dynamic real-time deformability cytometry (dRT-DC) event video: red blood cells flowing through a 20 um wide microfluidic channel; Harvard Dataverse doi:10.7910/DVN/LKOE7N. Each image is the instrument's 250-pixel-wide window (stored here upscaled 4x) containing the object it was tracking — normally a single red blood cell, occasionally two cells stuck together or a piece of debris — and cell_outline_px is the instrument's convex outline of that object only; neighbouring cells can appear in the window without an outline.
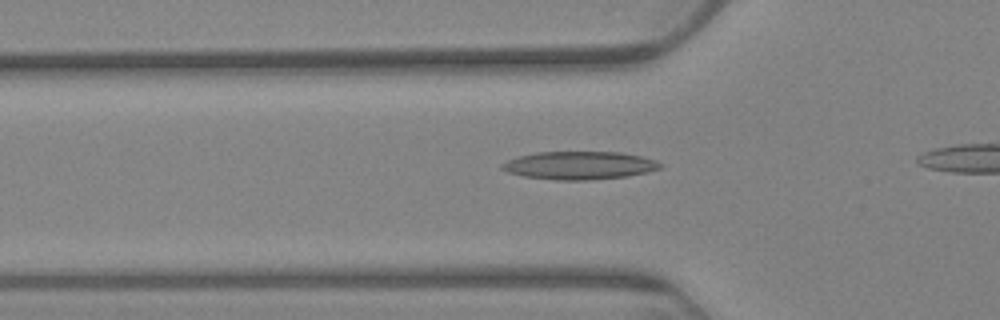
{"species": "Egyptian fruit bat (a non-hibernating species)", "species_latin": "Rousettus aegyptiacus", "temperature_condition": "warm", "stored_images_in_passage": 27, "camera_frame_rate_fps": 3000, "um_per_image_px": 0.085, "animal": {"sex": "female"}, "frame": {"image": 1, "passage_image": 9, "time_ms": 2.667, "image_size_px": [1000, 320], "cell_outline_px": [[664, 164], [660, 168], [648, 172], [628, 176], [588, 180], [556, 180], [524, 176], [508, 172], [500, 168], [500, 164], [508, 160], [520, 156], [536, 152], [620, 152], [640, 156], [656, 160]], "centroid_in_image_um": [49.26, 14.06], "position_along_channel_um": 76.5, "area_um2": 25.84}}
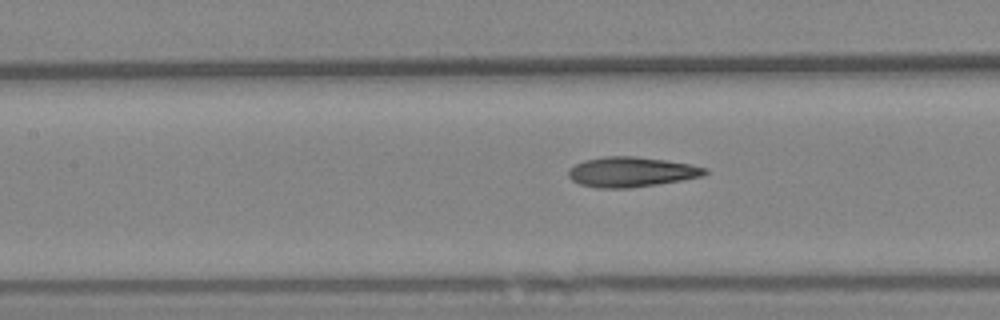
{"frame": {"image": 2, "passage_image": 16, "time_ms": 5.0, "image_size_px": [1000, 320], "cell_outline_px": [[708, 172], [700, 176], [680, 180], [632, 188], [596, 188], [580, 184], [572, 180], [568, 176], [568, 168], [584, 160], [604, 156], [636, 156], [664, 160], [688, 164], [708, 168]], "centroid_in_image_um": [53.6, 14.61], "position_along_channel_um": 153.8, "area_um2": 23.76}}
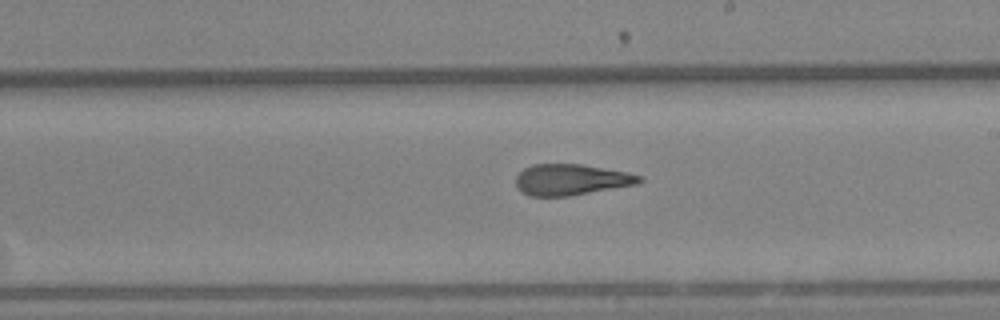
{"frame": {"image": 3, "passage_image": 24, "time_ms": 7.667, "image_size_px": [1000, 320], "cell_outline_px": [[644, 180], [636, 184], [568, 196], [528, 196], [520, 192], [516, 188], [516, 176], [524, 168], [532, 164], [580, 164], [628, 172], [644, 176]], "centroid_in_image_um": [48.52, 15.27], "position_along_channel_um": 240.5, "area_um2": 22.43}}